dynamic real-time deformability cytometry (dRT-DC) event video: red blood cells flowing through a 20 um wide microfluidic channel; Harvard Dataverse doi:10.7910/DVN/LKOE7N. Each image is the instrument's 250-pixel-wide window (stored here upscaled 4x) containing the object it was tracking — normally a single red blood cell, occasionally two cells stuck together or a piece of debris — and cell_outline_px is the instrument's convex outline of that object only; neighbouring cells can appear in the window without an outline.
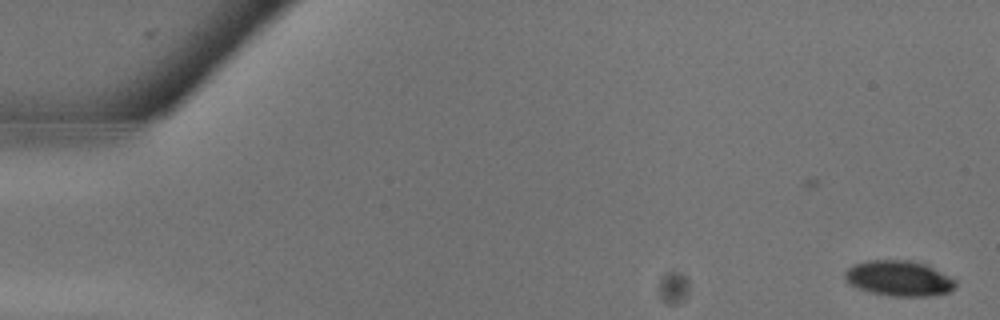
{"species": "common noctule bat (a hibernating species)", "species_latin": "Nyctalus noctula", "temperature_condition": "warm", "stored_images_in_passage": 14, "camera_frame_rate_fps": 3000, "um_per_image_px": 0.085, "animal": {"sex": "male", "body_mass_g": 13.3}, "frame": {"image": 1, "passage_image": 1, "time_ms": 0.0, "image_size_px": [1000, 320], "cell_outline_px": [[956, 288], [948, 292], [928, 296], [892, 296], [872, 292], [856, 288], [848, 284], [844, 280], [844, 272], [852, 264], [868, 260], [908, 260], [924, 264], [956, 280]], "centroid_in_image_um": [76.35, 23.66], "position_along_channel_um": 8.6, "area_um2": 22.83}}
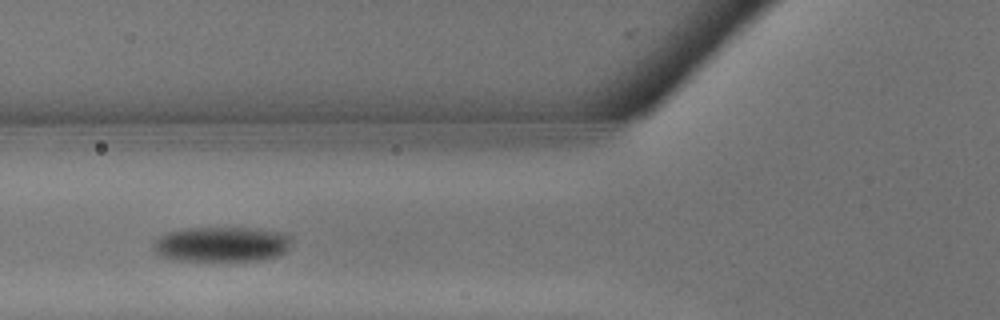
{"frame": {"image": 2, "passage_image": 11, "time_ms": 3.333, "image_size_px": [1000, 320], "cell_outline_px": [[292, 240], [288, 248], [284, 252], [276, 256], [260, 260], [180, 260], [156, 256], [152, 252], [152, 244], [160, 236], [168, 232], [184, 228], [260, 228], [280, 232], [292, 236]], "centroid_in_image_um": [18.81, 20.75], "position_along_channel_um": 107.0, "area_um2": 28.44}}
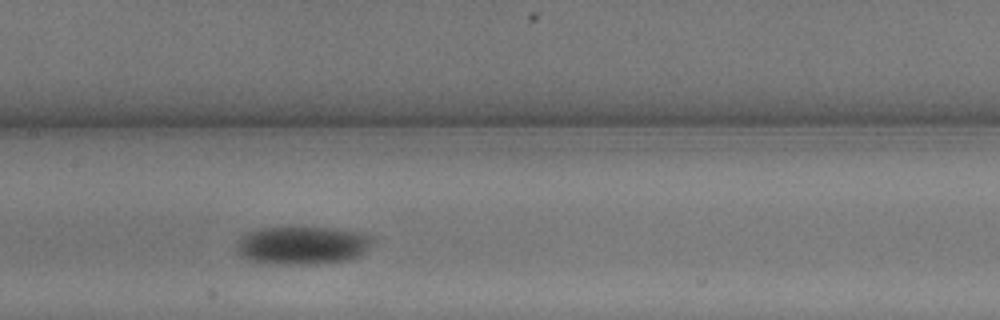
{"frame": {"image": 3, "passage_image": 14, "time_ms": 4.333, "image_size_px": [1000, 320], "cell_outline_px": [[372, 240], [364, 252], [360, 256], [348, 260], [316, 264], [280, 264], [248, 260], [240, 256], [236, 252], [236, 244], [240, 236], [244, 232], [256, 228], [336, 228], [360, 232], [368, 236]], "centroid_in_image_um": [25.62, 20.85], "position_along_channel_um": 181.8, "area_um2": 30.29}}